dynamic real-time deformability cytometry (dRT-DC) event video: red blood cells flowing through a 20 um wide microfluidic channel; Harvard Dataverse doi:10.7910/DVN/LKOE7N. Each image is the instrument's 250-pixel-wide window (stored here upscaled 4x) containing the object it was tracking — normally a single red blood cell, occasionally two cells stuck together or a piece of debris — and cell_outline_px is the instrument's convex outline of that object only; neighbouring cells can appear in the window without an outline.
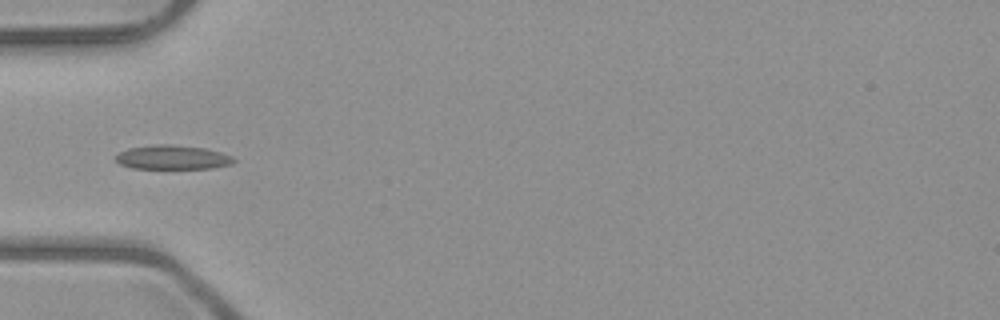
{"species": "common noctule bat (a hibernating species)", "species_latin": "Nyctalus noctula", "temperature_condition": "room temperature", "stored_images_in_passage": 5, "camera_frame_rate_fps": 3000, "um_per_image_px": 0.085, "animal": {"sex": "male", "body_mass_g": 23.1, "forearm_length_mm": 52.7}, "frame": {"image": 1, "passage_image": 5, "time_ms": 5.333, "image_size_px": [1000, 320], "cell_outline_px": [[236, 160], [232, 164], [212, 168], [132, 168], [120, 164], [112, 156], [128, 148], [156, 144], [172, 144], [204, 148], [220, 152], [232, 156]], "centroid_in_image_um": [14.64, 13.36], "position_along_channel_um": 70.4, "area_um2": 16.65}}